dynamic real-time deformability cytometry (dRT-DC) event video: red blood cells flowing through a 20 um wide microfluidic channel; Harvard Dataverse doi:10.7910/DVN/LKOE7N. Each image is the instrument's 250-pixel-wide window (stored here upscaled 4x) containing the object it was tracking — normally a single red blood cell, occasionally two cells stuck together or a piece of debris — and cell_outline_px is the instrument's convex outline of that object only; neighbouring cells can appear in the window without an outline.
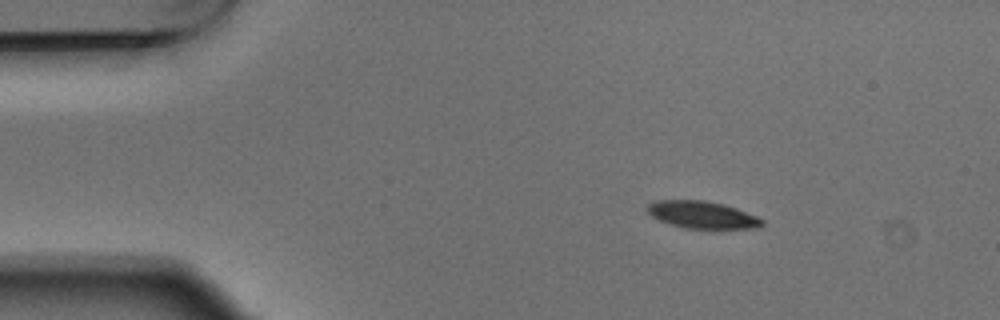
{"species": "Egyptian fruit bat (a non-hibernating species)", "species_latin": "Rousettus aegyptiacus", "temperature_condition": "warm", "stored_images_in_passage": 2, "camera_frame_rate_fps": 3000, "um_per_image_px": 0.085, "animal": {"sex": "male"}, "frame": {"image": 1, "passage_image": 2, "time_ms": 0.333, "image_size_px": [1000, 320], "cell_outline_px": [[764, 224], [756, 228], [684, 228], [668, 224], [652, 216], [644, 208], [648, 204], [656, 200], [704, 200], [724, 204], [736, 208], [756, 216], [764, 220]], "centroid_in_image_um": [59.65, 18.25], "position_along_channel_um": 25.3, "area_um2": 18.21}}